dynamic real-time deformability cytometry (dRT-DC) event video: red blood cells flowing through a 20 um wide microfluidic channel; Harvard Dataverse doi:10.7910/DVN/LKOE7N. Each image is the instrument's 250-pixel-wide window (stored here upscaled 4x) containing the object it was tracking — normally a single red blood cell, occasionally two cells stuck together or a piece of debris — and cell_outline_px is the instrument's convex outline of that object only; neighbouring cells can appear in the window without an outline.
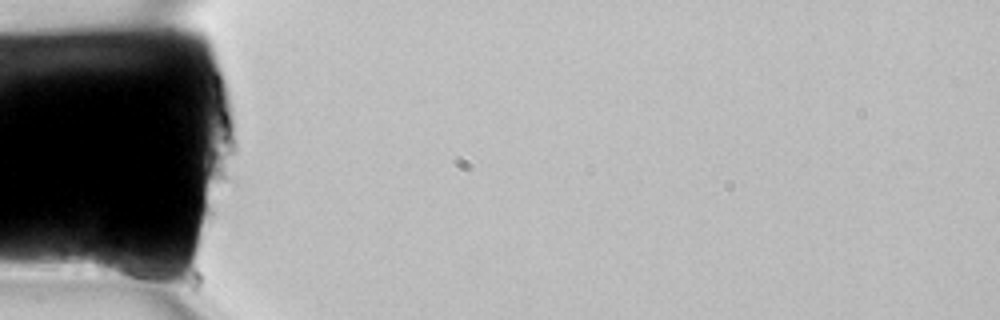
{"species": "common noctule bat (a hibernating species)", "species_latin": "Nyctalus noctula", "temperature_condition": "room temperature", "stored_images_in_passage": 2, "camera_frame_rate_fps": 3000, "um_per_image_px": 0.085, "animal": {"sex": "female", "body_mass_g": 22.7, "forearm_length_mm": 54.2}, "frame": {"image": 1, "passage_image": 1, "time_ms": 0.0, "image_size_px": [1000, 320], "cell_outline_px": [[164, 276], [160, 288], [100, 272], [96, 268], [92, 260], [96, 244], [160, 268]], "centroid_in_image_um": [10.75, 22.71], "position_along_channel_um": 74.3, "area_um2": 11.44}}